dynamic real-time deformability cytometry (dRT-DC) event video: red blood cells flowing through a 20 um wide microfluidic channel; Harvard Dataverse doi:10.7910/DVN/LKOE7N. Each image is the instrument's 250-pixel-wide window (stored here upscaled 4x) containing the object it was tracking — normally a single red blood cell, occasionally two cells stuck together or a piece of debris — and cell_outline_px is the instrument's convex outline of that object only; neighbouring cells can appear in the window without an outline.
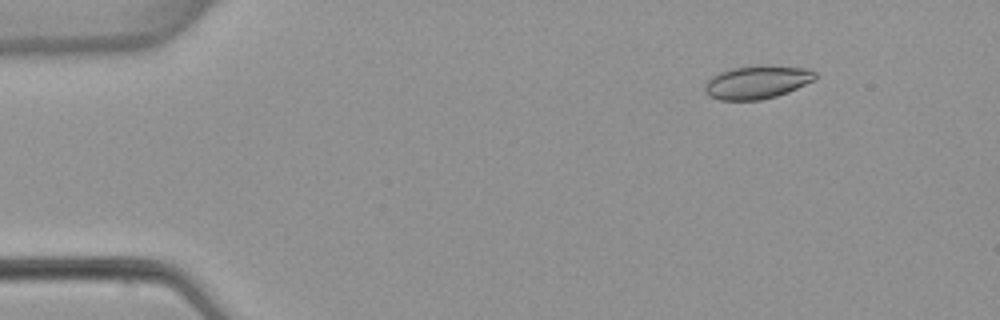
{"species": "common noctule bat (a hibernating species)", "species_latin": "Nyctalus noctula", "temperature_condition": "warm", "stored_images_in_passage": 5, "camera_frame_rate_fps": 3000, "um_per_image_px": 0.085, "animal": {"sex": "female", "body_mass_g": 22.7, "forearm_length_mm": 54.2}, "frame": {"image": 1, "passage_image": 2, "time_ms": 1.333, "image_size_px": [1000, 320], "cell_outline_px": [[816, 80], [788, 92], [776, 96], [760, 100], [720, 100], [708, 96], [704, 92], [704, 84], [712, 76], [720, 72], [732, 68], [756, 64], [768, 64], [808, 68], [816, 72]], "centroid_in_image_um": [64.37, 6.96], "position_along_channel_um": 20.6, "area_um2": 21.91}}
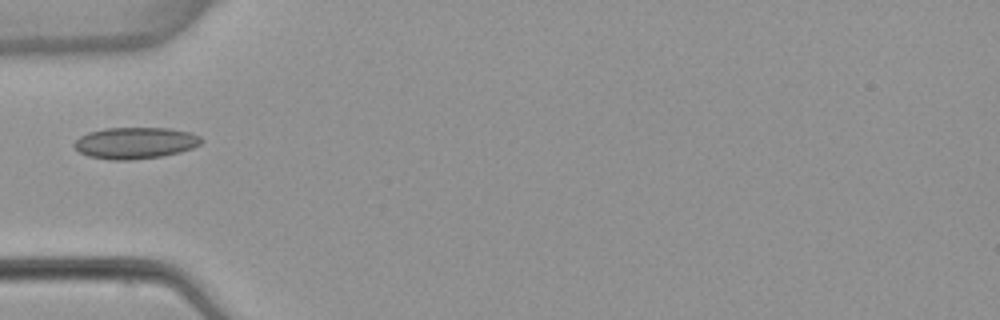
{"frame": {"image": 2, "passage_image": 5, "time_ms": 5.0, "image_size_px": [1000, 320], "cell_outline_px": [[204, 140], [200, 144], [192, 148], [180, 152], [164, 156], [128, 160], [112, 160], [88, 156], [80, 152], [72, 144], [80, 136], [88, 132], [104, 128], [168, 128], [192, 132], [200, 136]], "centroid_in_image_um": [11.52, 12.15], "position_along_channel_um": 73.5, "area_um2": 23.47}}